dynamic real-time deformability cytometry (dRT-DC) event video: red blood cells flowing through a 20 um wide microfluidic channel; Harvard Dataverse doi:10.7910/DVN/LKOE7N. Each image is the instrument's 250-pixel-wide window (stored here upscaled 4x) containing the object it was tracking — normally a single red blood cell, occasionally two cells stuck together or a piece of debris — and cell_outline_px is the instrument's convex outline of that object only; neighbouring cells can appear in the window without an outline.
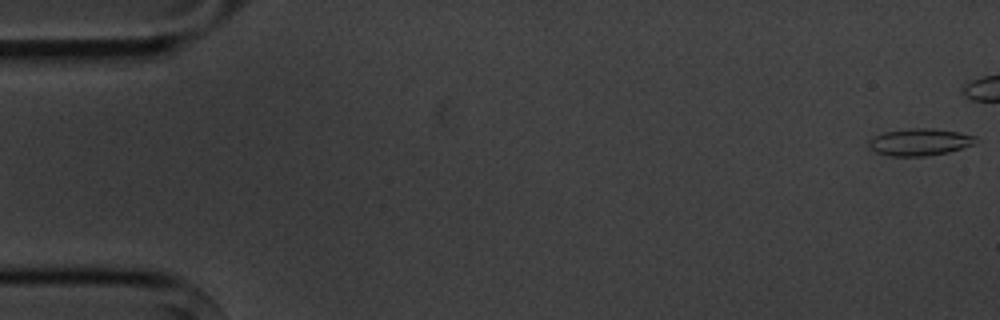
{"species": "common noctule bat (a hibernating species)", "species_latin": "Nyctalus noctula", "temperature_condition": "cold", "stored_images_in_passage": 16, "camera_frame_rate_fps": 3000, "um_per_image_px": 0.085, "animal": {"sex": "male", "body_mass_g": 20.1, "forearm_length_mm": 53.5}, "frame": {"image": 1, "passage_image": 1, "time_ms": 0.0, "image_size_px": [1000, 320], "cell_outline_px": [[976, 136], [972, 144], [948, 152], [924, 156], [892, 156], [876, 152], [868, 148], [868, 140], [884, 132], [908, 128], [932, 128], [960, 132]], "centroid_in_image_um": [78.12, 12.06], "position_along_channel_um": 6.9, "area_um2": 16.7}}
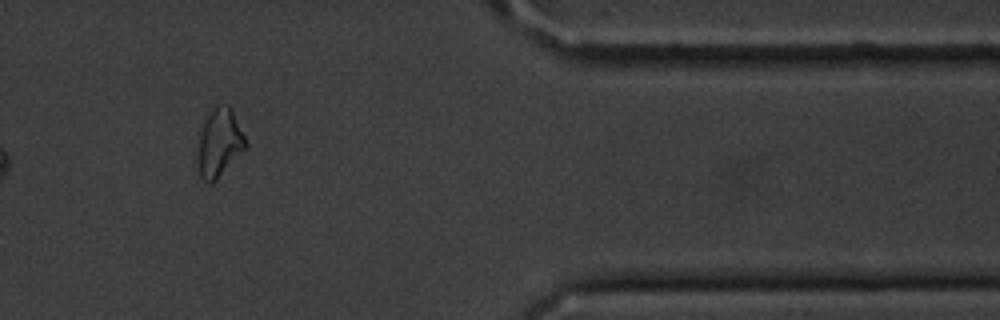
{"frame": {"image": 2, "passage_image": 14, "time_ms": 16.667, "image_size_px": [1000, 320], "cell_outline_px": [[248, 148], [212, 184], [208, 184], [200, 176], [200, 132], [204, 120], [208, 112], [216, 104], [228, 104], [248, 144]], "centroid_in_image_um": [18.69, 12.13], "position_along_channel_um": 392.7, "area_um2": 18.73}}
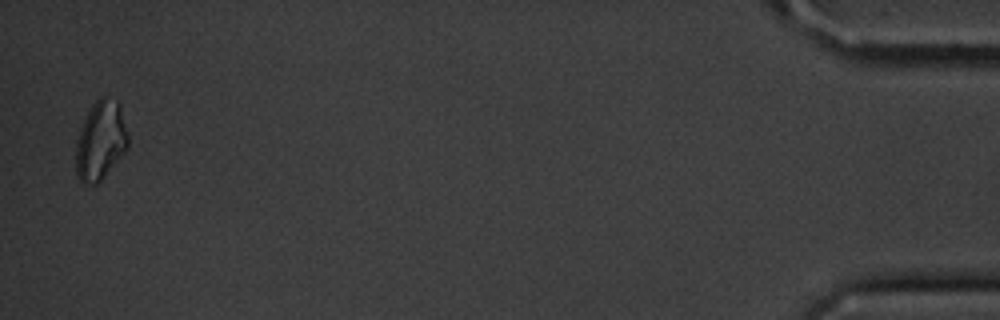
{"frame": {"image": 3, "passage_image": 16, "time_ms": 19.333, "image_size_px": [1000, 320], "cell_outline_px": [[128, 148], [104, 176], [96, 184], [84, 184], [80, 180], [76, 172], [76, 140], [80, 128], [92, 104], [100, 96], [104, 96], [116, 100], [120, 104], [128, 132]], "centroid_in_image_um": [8.56, 11.92], "position_along_channel_um": 426.6, "area_um2": 24.04}, "authors_computed_cell_mechanics": {"area_um2": 16.5597, "velocity_mm_per_s": 3.6055, "shape_relaxation_time_tau1_ms": 1.7023, "shape_relaxation_time_tau2_ms": 2.4134, "deformation_change_tau1": 0.0569, "deformation_change_tau2": 0.0783}}